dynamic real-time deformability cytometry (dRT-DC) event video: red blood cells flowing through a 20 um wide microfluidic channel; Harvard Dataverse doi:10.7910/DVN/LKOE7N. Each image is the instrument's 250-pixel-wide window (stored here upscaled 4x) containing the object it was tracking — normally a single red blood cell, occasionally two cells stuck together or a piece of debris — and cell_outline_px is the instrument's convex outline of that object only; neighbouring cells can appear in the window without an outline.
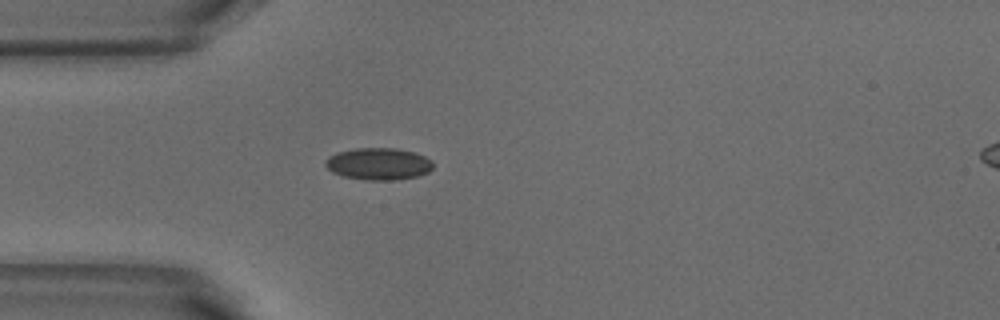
{"species": "common noctule bat (a hibernating species)", "species_latin": "Nyctalus noctula", "temperature_condition": "warm", "stored_images_in_passage": 3, "camera_frame_rate_fps": 3000, "um_per_image_px": 0.085, "animal": {"sex": "male", "body_mass_g": 18.8}, "frame": {"image": 1, "passage_image": 1, "time_ms": 0.0, "image_size_px": [1000, 320], "cell_outline_px": [[432, 168], [428, 172], [420, 176], [396, 180], [368, 180], [344, 176], [332, 172], [324, 164], [324, 160], [328, 156], [336, 152], [356, 148], [396, 148], [416, 152], [432, 160]], "centroid_in_image_um": [32.18, 13.92], "position_along_channel_um": 52.8, "area_um2": 20.29}}